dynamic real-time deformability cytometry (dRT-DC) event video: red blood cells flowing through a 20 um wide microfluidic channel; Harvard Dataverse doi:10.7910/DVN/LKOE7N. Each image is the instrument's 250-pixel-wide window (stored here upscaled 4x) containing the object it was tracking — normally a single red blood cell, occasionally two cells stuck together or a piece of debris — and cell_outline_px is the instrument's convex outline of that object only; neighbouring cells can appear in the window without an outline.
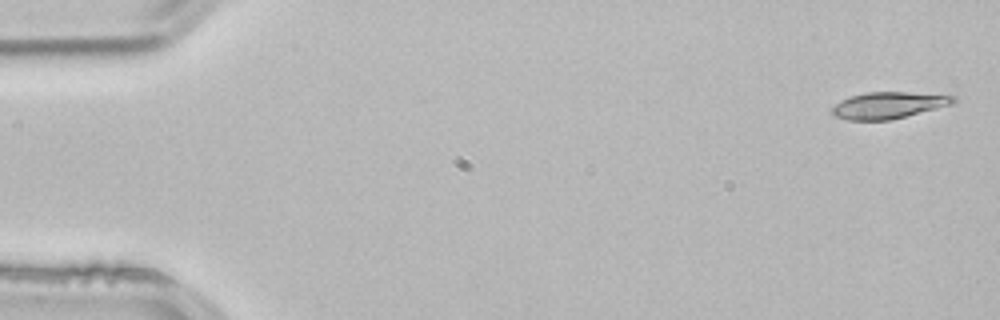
{"species": "common noctule bat (a hibernating species)", "species_latin": "Nyctalus noctula", "temperature_condition": "room temperature", "stored_images_in_passage": 4, "camera_frame_rate_fps": 3000, "um_per_image_px": 0.085, "animal": {"sex": "male", "body_mass_g": 21.5, "forearm_length_mm": 52.0}, "frame": {"image": 1, "passage_image": 1, "time_ms": 0.0, "image_size_px": [1000, 320], "cell_outline_px": [[956, 100], [952, 104], [892, 120], [848, 120], [836, 116], [832, 112], [832, 108], [840, 100], [848, 96], [868, 92], [908, 92], [956, 96]], "centroid_in_image_um": [75.51, 8.94], "position_along_channel_um": 9.5, "area_um2": 18.73}}
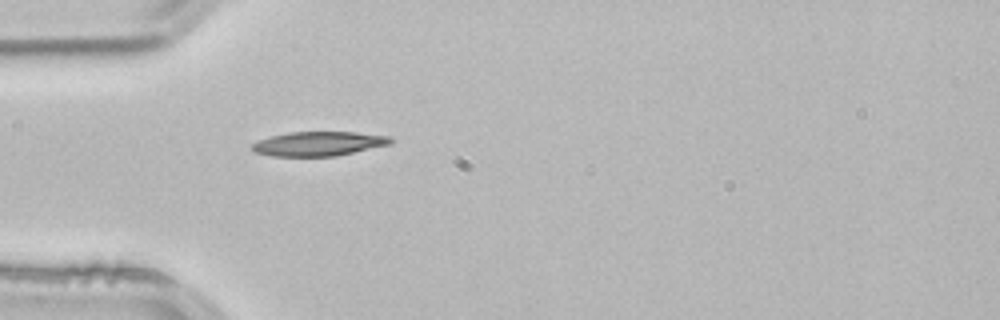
{"frame": {"image": 2, "passage_image": 4, "time_ms": 1.0, "image_size_px": [1000, 320], "cell_outline_px": [[392, 144], [336, 156], [272, 156], [256, 152], [248, 148], [252, 144], [260, 140], [272, 136], [288, 132], [356, 132], [392, 136]], "centroid_in_image_um": [27.12, 12.21], "position_along_channel_um": 57.9, "area_um2": 19.71}}